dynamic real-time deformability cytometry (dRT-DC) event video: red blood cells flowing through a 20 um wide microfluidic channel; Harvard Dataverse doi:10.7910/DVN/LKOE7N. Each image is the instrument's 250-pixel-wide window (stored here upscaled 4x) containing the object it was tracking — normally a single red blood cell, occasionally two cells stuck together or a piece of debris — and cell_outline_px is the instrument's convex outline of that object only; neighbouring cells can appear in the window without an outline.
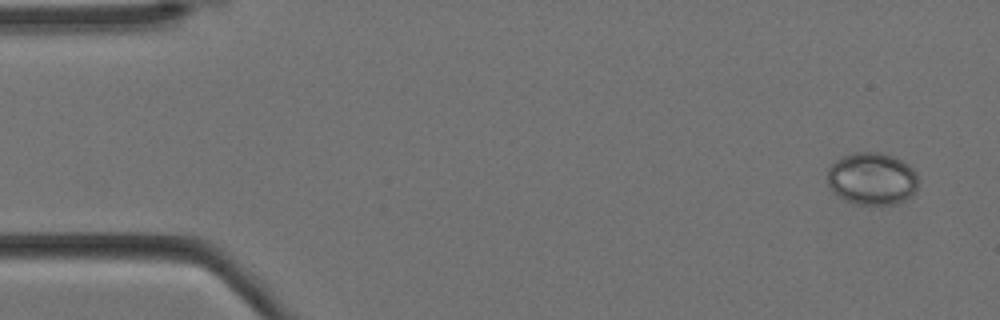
{"species": "Egyptian fruit bat (a non-hibernating species)", "species_latin": "Rousettus aegyptiacus", "temperature_condition": "cold", "stored_images_in_passage": 4, "camera_frame_rate_fps": 3000, "um_per_image_px": 0.085, "animal": {"sex": "female"}, "frame": {"image": 1, "passage_image": 1, "time_ms": 0.0, "image_size_px": [1000, 320], "cell_outline_px": [[920, 184], [916, 192], [912, 196], [896, 204], [856, 204], [840, 196], [828, 184], [828, 168], [840, 156], [852, 152], [880, 152], [896, 156], [908, 164], [916, 172]], "centroid_in_image_um": [74.18, 15.16], "position_along_channel_um": 10.8, "area_um2": 28.03}}
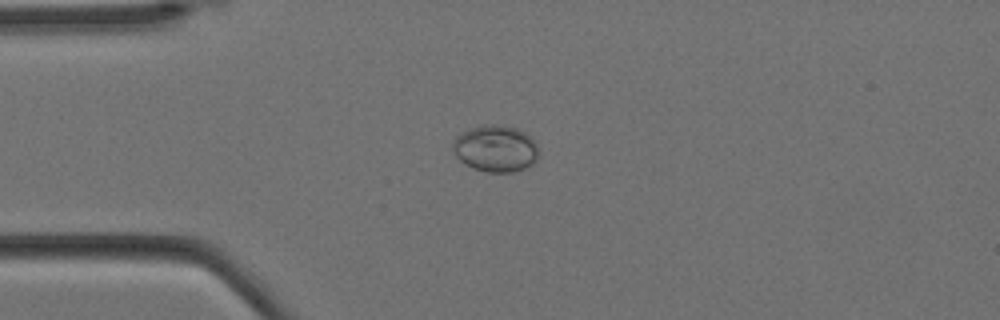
{"frame": {"image": 2, "passage_image": 4, "time_ms": 1.0, "image_size_px": [1000, 320], "cell_outline_px": [[540, 156], [528, 168], [512, 172], [484, 172], [472, 168], [464, 164], [456, 156], [452, 148], [452, 144], [456, 136], [468, 128], [480, 124], [496, 124], [516, 128], [524, 132], [536, 144], [540, 152]], "centroid_in_image_um": [42.11, 12.63], "position_along_channel_um": 42.9, "area_um2": 23.76}}